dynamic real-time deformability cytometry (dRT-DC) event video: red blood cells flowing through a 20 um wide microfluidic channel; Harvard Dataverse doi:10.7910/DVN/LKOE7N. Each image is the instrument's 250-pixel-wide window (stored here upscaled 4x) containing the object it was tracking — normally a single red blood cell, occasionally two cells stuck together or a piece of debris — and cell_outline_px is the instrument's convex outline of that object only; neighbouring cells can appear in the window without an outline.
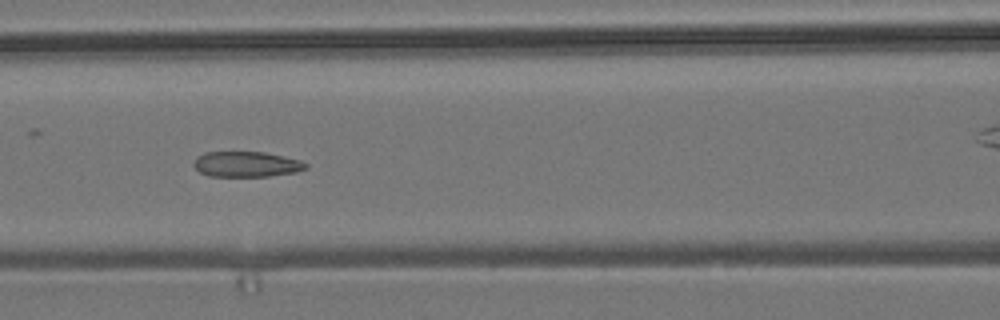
{"species": "common noctule bat (a hibernating species)", "species_latin": "Nyctalus noctula", "temperature_condition": "room temperature", "stored_images_in_passage": 10, "camera_frame_rate_fps": 3000, "um_per_image_px": 0.085, "animal": {"sex": "male", "body_mass_g": 19.2, "forearm_length_mm": 51.8}, "frame": {"image": 1, "passage_image": 5, "time_ms": 1.333, "image_size_px": [1000, 320], "cell_outline_px": [[308, 168], [296, 172], [268, 176], [208, 176], [200, 172], [192, 164], [196, 156], [204, 152], [264, 152], [284, 156], [300, 160], [308, 164]], "centroid_in_image_um": [20.94, 13.95], "position_along_channel_um": 145.7, "area_um2": 16.7}}
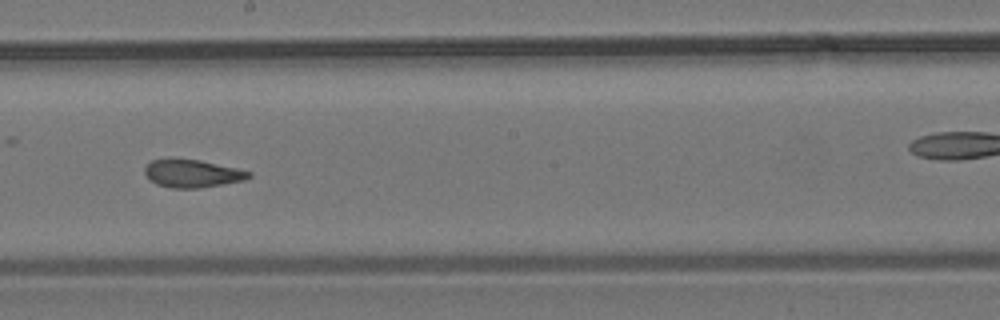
{"frame": {"image": 2, "passage_image": 7, "time_ms": 2.0, "image_size_px": [1000, 320], "cell_outline_px": [[252, 176], [244, 180], [224, 184], [200, 188], [172, 188], [156, 184], [144, 172], [144, 168], [152, 160], [200, 160], [236, 168], [252, 172]], "centroid_in_image_um": [16.39, 14.77], "position_along_channel_um": 231.8, "area_um2": 16.53}}